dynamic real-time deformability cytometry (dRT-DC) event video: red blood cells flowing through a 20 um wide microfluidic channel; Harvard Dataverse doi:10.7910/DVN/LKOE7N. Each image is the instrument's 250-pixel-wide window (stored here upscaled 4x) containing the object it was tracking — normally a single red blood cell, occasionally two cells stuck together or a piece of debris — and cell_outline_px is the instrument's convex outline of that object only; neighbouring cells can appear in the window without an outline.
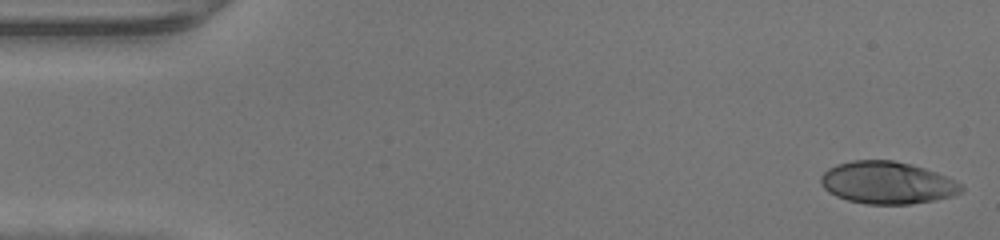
{"species": "human", "species_latin": "Homo sapiens", "temperature_condition": "warm", "stored_images_in_passage": 13, "camera_frame_rate_fps": 3000, "um_per_image_px": 0.085, "donor": {"sex": "male"}, "frame": {"image": 1, "passage_image": 1, "time_ms": 0.0, "image_size_px": [1000, 240], "cell_outline_px": [[964, 188], [960, 192], [952, 196], [936, 200], [908, 204], [868, 204], [848, 200], [836, 196], [828, 192], [820, 184], [820, 176], [828, 168], [836, 164], [852, 160], [892, 160], [912, 164], [936, 172], [960, 184]], "centroid_in_image_um": [75.37, 15.53], "position_along_channel_um": 9.6, "area_um2": 34.56}}